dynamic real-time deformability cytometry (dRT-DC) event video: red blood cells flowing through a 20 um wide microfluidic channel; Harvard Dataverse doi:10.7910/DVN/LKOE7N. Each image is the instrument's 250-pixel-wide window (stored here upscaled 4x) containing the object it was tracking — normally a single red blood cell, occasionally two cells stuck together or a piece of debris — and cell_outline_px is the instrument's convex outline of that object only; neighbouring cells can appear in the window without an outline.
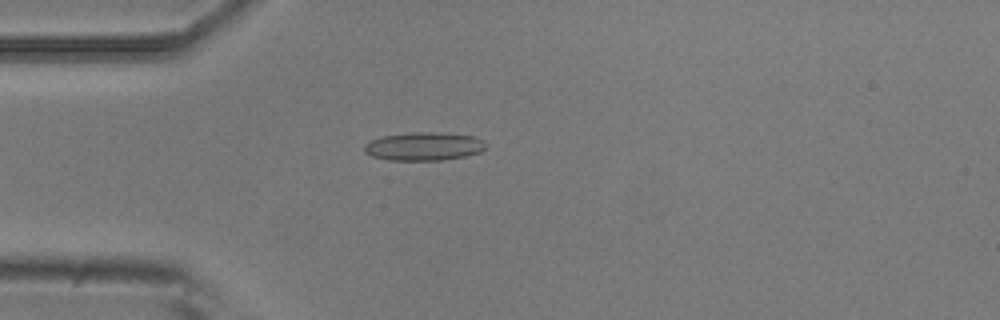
{"species": "common noctule bat (a hibernating species)", "species_latin": "Nyctalus noctula", "temperature_condition": "room temperature", "stored_images_in_passage": 5, "camera_frame_rate_fps": 3000, "um_per_image_px": 0.085, "animal": {"sex": "male", "body_mass_g": 20.5, "forearm_length_mm": 52.5}, "frame": {"image": 1, "passage_image": 5, "time_ms": 4.667, "image_size_px": [1000, 320], "cell_outline_px": [[488, 148], [480, 152], [464, 156], [440, 160], [388, 160], [372, 156], [364, 152], [364, 144], [368, 140], [380, 136], [412, 132], [436, 132], [472, 136], [484, 140], [488, 144]], "centroid_in_image_um": [36.02, 12.43], "position_along_channel_um": 49.0, "area_um2": 20.29}}